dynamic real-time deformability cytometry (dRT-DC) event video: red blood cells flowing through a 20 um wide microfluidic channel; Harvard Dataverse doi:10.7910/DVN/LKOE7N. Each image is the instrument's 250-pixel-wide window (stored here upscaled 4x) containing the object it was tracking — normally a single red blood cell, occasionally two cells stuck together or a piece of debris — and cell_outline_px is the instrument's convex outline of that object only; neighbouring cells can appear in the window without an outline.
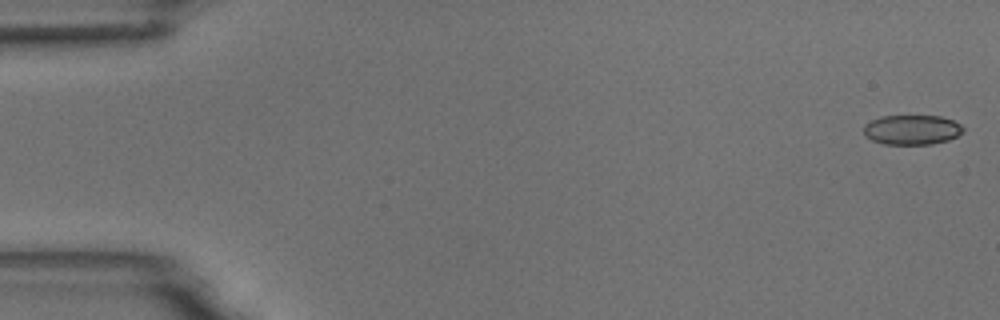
{"species": "common noctule bat (a hibernating species)", "species_latin": "Nyctalus noctula", "temperature_condition": "room temperature", "stored_images_in_passage": 10, "camera_frame_rate_fps": 3000, "um_per_image_px": 0.085, "animal": {"sex": "male", "body_mass_g": 18.8}, "frame": {"image": 1, "passage_image": 1, "time_ms": 0.0, "image_size_px": [1000, 320], "cell_outline_px": [[964, 132], [948, 140], [932, 144], [884, 144], [872, 140], [864, 136], [864, 124], [880, 116], [940, 116], [952, 120], [960, 124], [964, 128]], "centroid_in_image_um": [77.5, 11.03], "position_along_channel_um": 7.5, "area_um2": 17.28}}
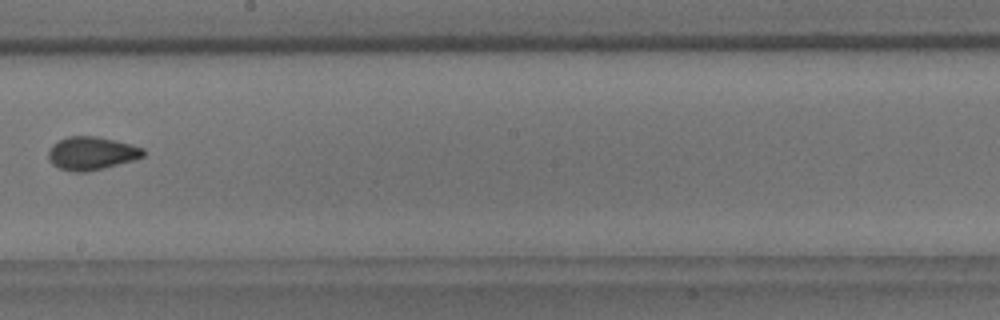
{"frame": {"image": 2, "passage_image": 9, "time_ms": 10.0, "image_size_px": [1000, 320], "cell_outline_px": [[144, 156], [132, 160], [104, 168], [84, 172], [72, 172], [60, 168], [52, 164], [48, 160], [48, 152], [52, 144], [68, 136], [96, 136], [116, 140], [132, 144], [144, 148]], "centroid_in_image_um": [7.77, 13.02], "position_along_channel_um": 240.4, "area_um2": 18.38}}
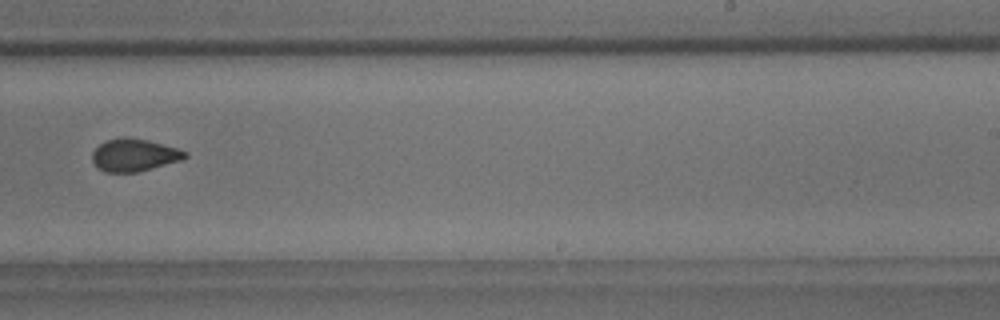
{"frame": {"image": 3, "passage_image": 10, "time_ms": 11.0, "image_size_px": [1000, 320], "cell_outline_px": [[188, 156], [180, 160], [140, 172], [104, 172], [96, 168], [92, 160], [92, 152], [104, 140], [124, 136], [128, 136], [148, 140], [176, 148], [188, 152]], "centroid_in_image_um": [11.37, 13.17], "position_along_channel_um": 277.6, "area_um2": 17.8}}